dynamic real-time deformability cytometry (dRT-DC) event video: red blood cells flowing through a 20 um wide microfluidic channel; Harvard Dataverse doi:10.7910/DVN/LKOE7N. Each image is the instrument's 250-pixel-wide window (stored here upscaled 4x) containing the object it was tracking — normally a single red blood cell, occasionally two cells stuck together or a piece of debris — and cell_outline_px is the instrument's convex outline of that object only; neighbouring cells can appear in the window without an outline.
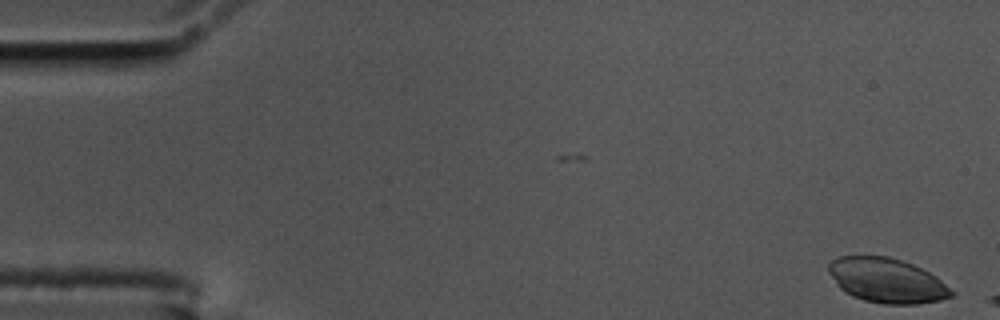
{"species": "common noctule bat (a hibernating species)", "species_latin": "Nyctalus noctula", "temperature_condition": "cold", "stored_images_in_passage": 4, "camera_frame_rate_fps": 3000, "um_per_image_px": 0.085, "animal": {"sex": "male", "body_mass_g": 17.5, "forearm_length_mm": 52.3}, "frame": {"image": 1, "passage_image": 4, "time_ms": 1.0, "image_size_px": [1000, 320], "cell_outline_px": [[956, 292], [952, 296], [940, 300], [916, 304], [884, 304], [864, 300], [852, 296], [844, 292], [836, 284], [828, 272], [828, 264], [832, 260], [840, 256], [888, 256], [912, 264], [936, 276]], "centroid_in_image_um": [75.38, 23.84], "position_along_channel_um": 9.6, "area_um2": 31.96}}